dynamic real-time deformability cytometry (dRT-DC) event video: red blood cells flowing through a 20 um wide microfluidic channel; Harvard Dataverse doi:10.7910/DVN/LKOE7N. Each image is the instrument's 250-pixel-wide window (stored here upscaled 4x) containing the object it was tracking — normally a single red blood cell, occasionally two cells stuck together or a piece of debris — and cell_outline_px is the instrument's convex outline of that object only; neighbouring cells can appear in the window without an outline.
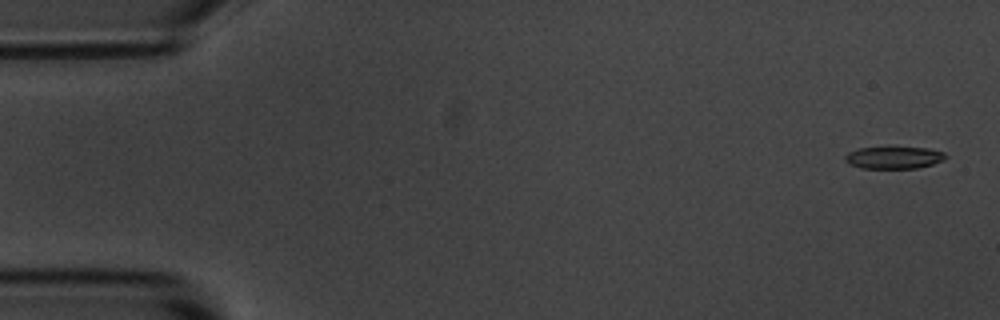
{"species": "common noctule bat (a hibernating species)", "species_latin": "Nyctalus noctula", "temperature_condition": "room temperature", "stored_images_in_passage": 17, "camera_frame_rate_fps": 3000, "um_per_image_px": 0.085, "animal": {"sex": "male", "body_mass_g": 20.1, "forearm_length_mm": 53.5}, "frame": {"image": 1, "passage_image": 2, "time_ms": 0.333, "image_size_px": [1000, 320], "cell_outline_px": [[948, 156], [944, 160], [932, 164], [916, 168], [860, 168], [848, 164], [844, 160], [844, 156], [848, 152], [856, 148], [892, 144], [928, 148], [944, 152]], "centroid_in_image_um": [75.94, 13.33], "position_along_channel_um": 9.1, "area_um2": 13.99}}